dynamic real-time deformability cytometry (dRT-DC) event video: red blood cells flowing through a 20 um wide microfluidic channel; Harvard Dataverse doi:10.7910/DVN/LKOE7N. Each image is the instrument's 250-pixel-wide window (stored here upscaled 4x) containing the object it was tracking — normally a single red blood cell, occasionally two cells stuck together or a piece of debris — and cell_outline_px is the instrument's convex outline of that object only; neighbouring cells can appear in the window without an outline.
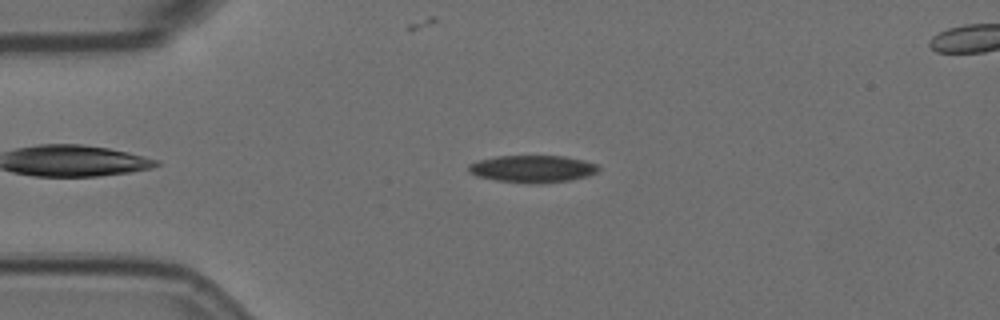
{"species": "Egyptian fruit bat (a non-hibernating species)", "species_latin": "Rousettus aegyptiacus", "temperature_condition": "room temperature", "stored_images_in_passage": 5, "camera_frame_rate_fps": 3000, "um_per_image_px": 0.085, "animal": {"sex": "female"}, "frame": {"image": 1, "passage_image": 3, "time_ms": 0.667, "image_size_px": [1000, 320], "cell_outline_px": [[600, 168], [596, 172], [588, 176], [572, 180], [528, 184], [496, 180], [476, 176], [468, 172], [468, 164], [480, 160], [496, 156], [564, 156], [584, 160], [596, 164]], "centroid_in_image_um": [45.25, 14.35], "position_along_channel_um": 39.7, "area_um2": 20.63}}